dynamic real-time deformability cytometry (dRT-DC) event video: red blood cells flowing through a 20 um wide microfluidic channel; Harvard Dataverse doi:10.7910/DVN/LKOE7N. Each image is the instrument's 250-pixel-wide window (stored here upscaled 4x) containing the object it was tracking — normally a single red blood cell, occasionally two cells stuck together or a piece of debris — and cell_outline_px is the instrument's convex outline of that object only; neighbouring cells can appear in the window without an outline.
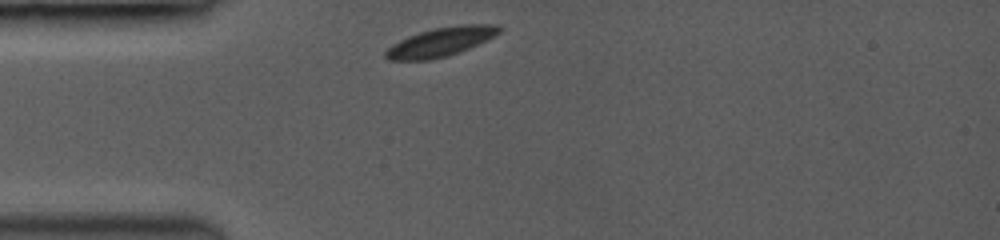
{"species": "common noctule bat (a hibernating species)", "species_latin": "Nyctalus noctula", "temperature_condition": "room temperature", "stored_images_in_passage": 36, "camera_frame_rate_fps": 3500, "um_per_image_px": 0.085, "animal": {"sex": "female", "body_mass_g": 19.0, "forearm_length_mm": 53.3}, "frame": {"image": 1, "passage_image": 1, "time_ms": 0.0, "image_size_px": [1000, 240], "cell_outline_px": [[504, 28], [500, 32], [468, 48], [444, 56], [428, 60], [388, 60], [384, 56], [384, 52], [392, 44], [408, 36], [420, 32], [436, 28], [460, 24], [500, 24]], "centroid_in_image_um": [37.45, 3.54], "position_along_channel_um": 47.6, "area_um2": 18.84}}
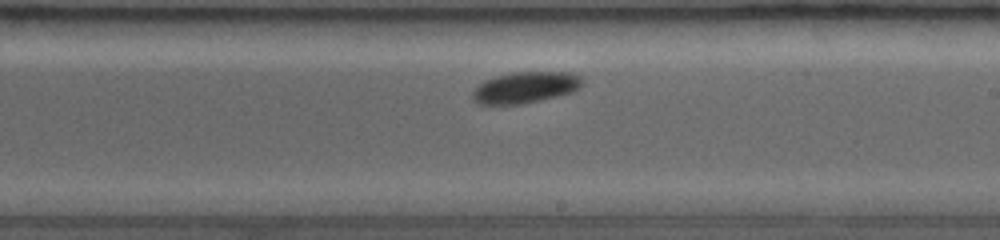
{"frame": {"image": 2, "passage_image": 20, "time_ms": 5.429, "image_size_px": [1000, 240], "cell_outline_px": [[584, 80], [580, 88], [572, 92], [536, 100], [516, 104], [484, 104], [476, 100], [472, 96], [472, 92], [484, 80], [496, 76], [512, 72], [568, 72], [580, 76]], "centroid_in_image_um": [44.68, 7.4], "position_along_channel_um": 244.3, "area_um2": 19.54}}
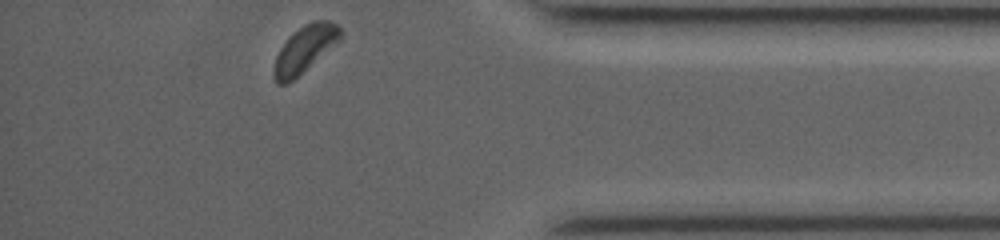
{"frame": {"image": 3, "passage_image": 36, "time_ms": 10.0, "image_size_px": [1000, 240], "cell_outline_px": [[344, 32], [340, 40], [336, 44], [292, 80], [284, 84], [276, 84], [272, 76], [272, 68], [276, 56], [280, 48], [288, 36], [292, 32], [304, 24], [312, 20], [328, 20], [336, 24]], "centroid_in_image_um": [25.88, 4.15], "position_along_channel_um": 409.3, "area_um2": 18.26}}